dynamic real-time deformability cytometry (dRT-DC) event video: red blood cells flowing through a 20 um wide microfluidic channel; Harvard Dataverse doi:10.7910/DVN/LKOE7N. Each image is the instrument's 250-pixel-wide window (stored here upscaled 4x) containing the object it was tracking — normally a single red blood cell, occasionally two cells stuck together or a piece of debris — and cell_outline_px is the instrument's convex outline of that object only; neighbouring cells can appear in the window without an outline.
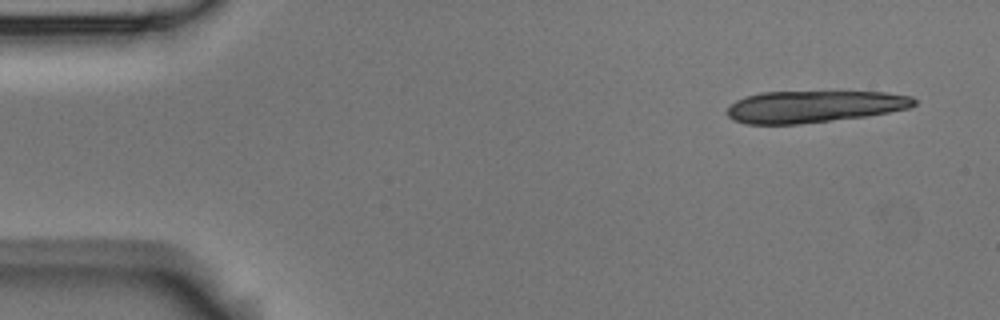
{"species": "Egyptian fruit bat (a non-hibernating species)", "species_latin": "Rousettus aegyptiacus", "temperature_condition": "room temperature", "stored_images_in_passage": 5, "camera_frame_rate_fps": 3000, "um_per_image_px": 0.085, "animal": {"sex": "male"}, "frame": {"image": 1, "passage_image": 1, "time_ms": 0.0, "image_size_px": [1000, 320], "cell_outline_px": [[916, 104], [908, 108], [888, 112], [864, 116], [800, 124], [748, 124], [732, 120], [728, 116], [728, 108], [736, 100], [760, 92], [884, 92], [912, 96], [916, 100]], "centroid_in_image_um": [69.18, 9.06], "position_along_channel_um": 15.8, "area_um2": 34.45}}